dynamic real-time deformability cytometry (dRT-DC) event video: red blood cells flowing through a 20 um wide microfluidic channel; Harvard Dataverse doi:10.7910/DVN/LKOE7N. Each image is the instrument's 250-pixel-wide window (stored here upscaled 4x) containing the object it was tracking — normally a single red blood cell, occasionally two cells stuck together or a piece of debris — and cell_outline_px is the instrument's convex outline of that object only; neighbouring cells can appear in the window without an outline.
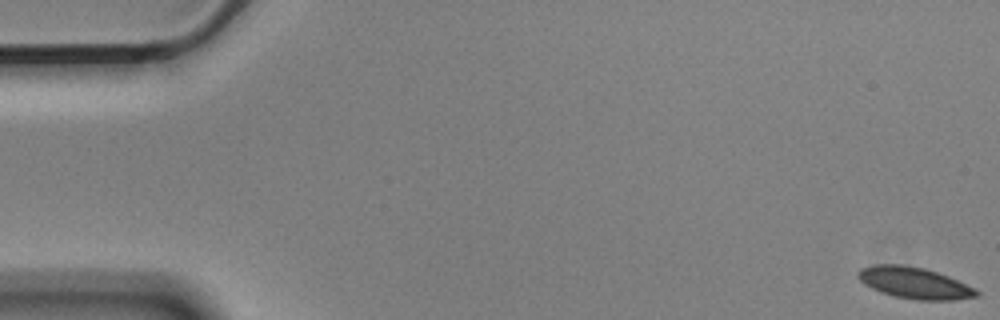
{"species": "Egyptian fruit bat (a non-hibernating species)", "species_latin": "Rousettus aegyptiacus", "temperature_condition": "cold", "stored_images_in_passage": 15, "camera_frame_rate_fps": 3000, "um_per_image_px": 0.085, "animal": {"sex": "male"}, "frame": {"image": 1, "passage_image": 1, "time_ms": 0.0, "image_size_px": [1000, 320], "cell_outline_px": [[980, 296], [952, 300], [916, 300], [896, 296], [880, 292], [864, 284], [856, 276], [856, 272], [860, 268], [872, 264], [900, 264], [924, 268], [948, 276], [976, 288], [980, 292]], "centroid_in_image_um": [77.71, 24.04], "position_along_channel_um": 7.3, "area_um2": 21.85}}